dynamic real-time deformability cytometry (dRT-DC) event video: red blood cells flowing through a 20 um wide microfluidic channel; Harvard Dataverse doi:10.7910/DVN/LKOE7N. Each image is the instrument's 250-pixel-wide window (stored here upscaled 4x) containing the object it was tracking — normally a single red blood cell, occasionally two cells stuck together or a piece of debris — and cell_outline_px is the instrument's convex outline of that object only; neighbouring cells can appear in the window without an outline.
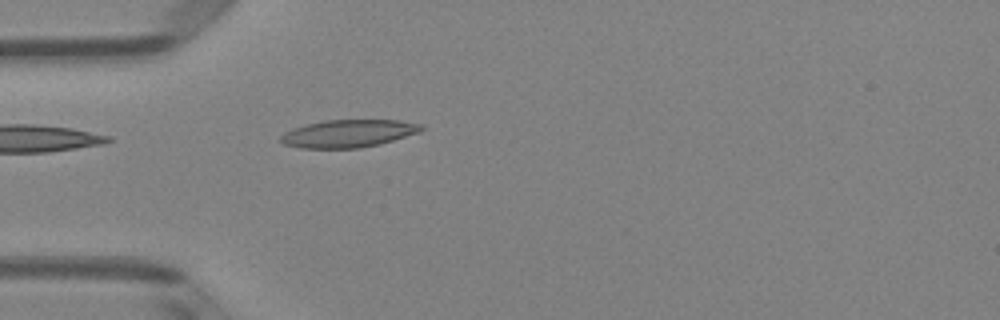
{"species": "Egyptian fruit bat (a non-hibernating species)", "species_latin": "Rousettus aegyptiacus", "temperature_condition": "room temperature", "stored_images_in_passage": 3, "camera_frame_rate_fps": 3000, "um_per_image_px": 0.085, "animal": {"sex": "female"}, "frame": {"image": 1, "passage_image": 3, "time_ms": 0.667, "image_size_px": [1000, 320], "cell_outline_px": [[424, 128], [420, 132], [380, 144], [360, 148], [300, 148], [284, 144], [280, 140], [280, 136], [284, 132], [292, 128], [324, 120], [400, 120], [424, 124]], "centroid_in_image_um": [29.63, 11.34], "position_along_channel_um": 55.4, "area_um2": 22.77}}